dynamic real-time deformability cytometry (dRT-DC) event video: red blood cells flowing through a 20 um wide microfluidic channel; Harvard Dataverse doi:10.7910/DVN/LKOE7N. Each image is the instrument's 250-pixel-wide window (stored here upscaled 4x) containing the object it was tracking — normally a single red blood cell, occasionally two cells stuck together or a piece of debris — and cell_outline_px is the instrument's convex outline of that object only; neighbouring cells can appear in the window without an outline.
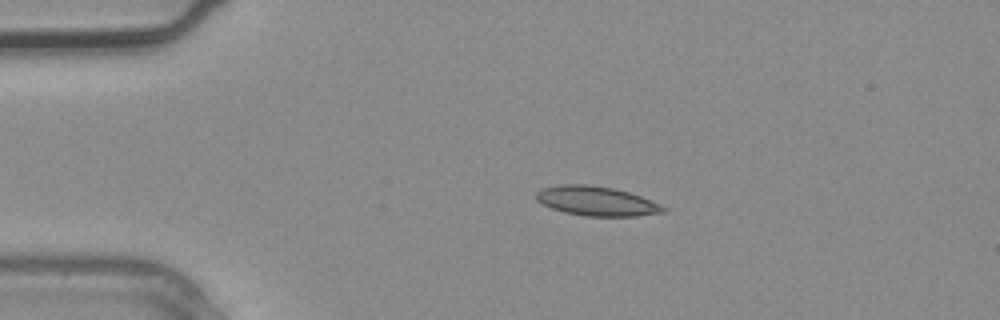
{"species": "common noctule bat (a hibernating species)", "species_latin": "Nyctalus noctula", "temperature_condition": "warm", "stored_images_in_passage": 2, "camera_frame_rate_fps": 3000, "um_per_image_px": 0.085, "animal": {"sex": "male", "body_mass_g": 20.4}, "frame": {"image": 1, "passage_image": 1, "time_ms": 0.0, "image_size_px": [1000, 320], "cell_outline_px": [[668, 208], [664, 212], [636, 216], [584, 216], [564, 212], [552, 208], [536, 200], [536, 192], [544, 188], [560, 184], [584, 184], [612, 188], [628, 192], [640, 196], [660, 204]], "centroid_in_image_um": [50.71, 17.09], "position_along_channel_um": 34.3, "area_um2": 21.62}}
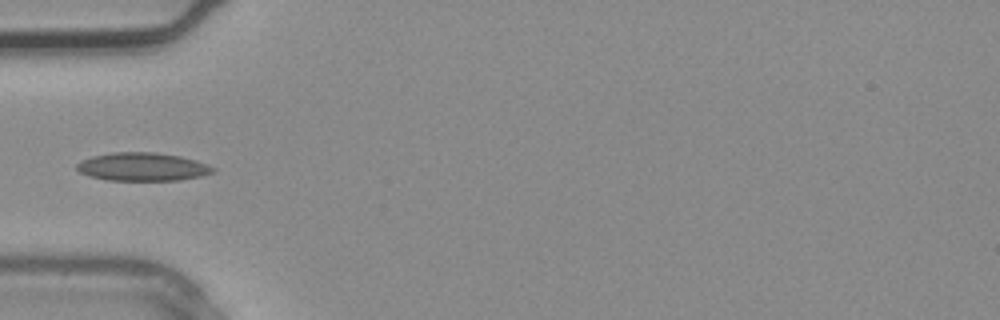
{"frame": {"image": 2, "passage_image": 2, "time_ms": 0.333, "image_size_px": [1000, 320], "cell_outline_px": [[216, 172], [200, 176], [180, 180], [108, 180], [88, 176], [80, 172], [76, 168], [76, 164], [80, 160], [92, 156], [112, 152], [156, 152], [180, 156], [196, 160], [216, 168]], "centroid_in_image_um": [12.1, 14.17], "position_along_channel_um": 72.9, "area_um2": 22.54}}